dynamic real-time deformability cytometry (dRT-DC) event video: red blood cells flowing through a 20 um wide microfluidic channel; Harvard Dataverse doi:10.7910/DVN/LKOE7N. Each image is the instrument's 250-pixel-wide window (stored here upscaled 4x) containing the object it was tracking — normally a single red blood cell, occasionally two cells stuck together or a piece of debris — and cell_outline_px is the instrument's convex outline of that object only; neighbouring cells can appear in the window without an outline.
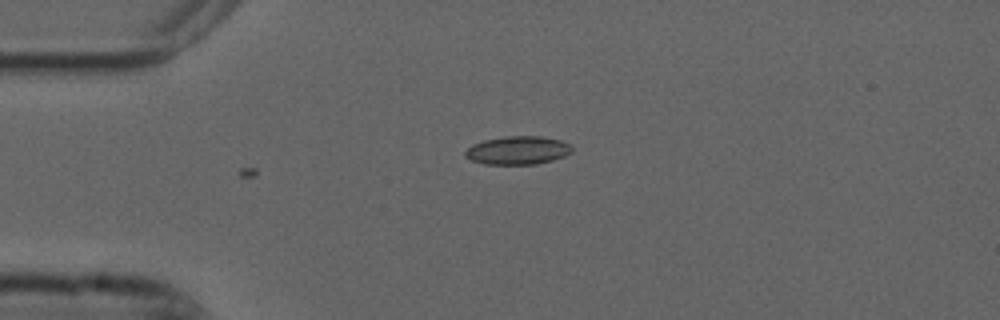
{"species": "common noctule bat (a hibernating species)", "species_latin": "Nyctalus noctula", "temperature_condition": "cold", "stored_images_in_passage": 4, "camera_frame_rate_fps": 3000, "um_per_image_px": 0.085, "animal": {"sex": "male", "forearm_length_mm": 52.5}, "frame": {"image": 1, "passage_image": 4, "time_ms": 1.0, "image_size_px": [1000, 320], "cell_outline_px": [[572, 152], [564, 156], [552, 160], [536, 164], [484, 164], [472, 160], [464, 156], [464, 152], [472, 144], [484, 140], [504, 136], [540, 136], [560, 140], [572, 144]], "centroid_in_image_um": [44.01, 12.77], "position_along_channel_um": 41.0, "area_um2": 17.69}}